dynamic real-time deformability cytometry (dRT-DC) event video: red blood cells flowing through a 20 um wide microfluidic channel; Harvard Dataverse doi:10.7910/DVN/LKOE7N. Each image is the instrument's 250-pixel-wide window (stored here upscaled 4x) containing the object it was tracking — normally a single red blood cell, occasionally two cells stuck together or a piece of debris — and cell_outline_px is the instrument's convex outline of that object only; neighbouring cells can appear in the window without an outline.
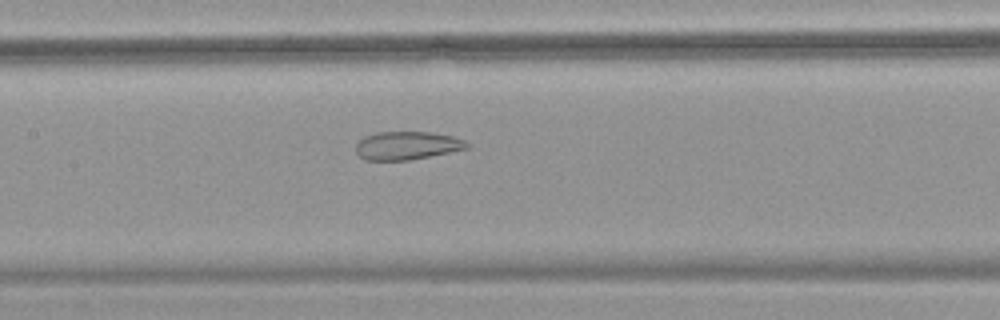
{"species": "common noctule bat (a hibernating species)", "species_latin": "Nyctalus noctula", "temperature_condition": "warm", "stored_images_in_passage": 50, "camera_frame_rate_fps": 3000, "um_per_image_px": 0.085, "animal": {"sex": "female", "body_mass_g": 18.4}, "frame": {"image": 1, "passage_image": 25, "time_ms": 8.0, "image_size_px": [1000, 320], "cell_outline_px": [[472, 144], [468, 148], [408, 160], [364, 160], [356, 152], [356, 144], [364, 136], [376, 132], [428, 132], [452, 136], [464, 140]], "centroid_in_image_um": [34.58, 12.37], "position_along_channel_um": 172.8, "area_um2": 18.15}}
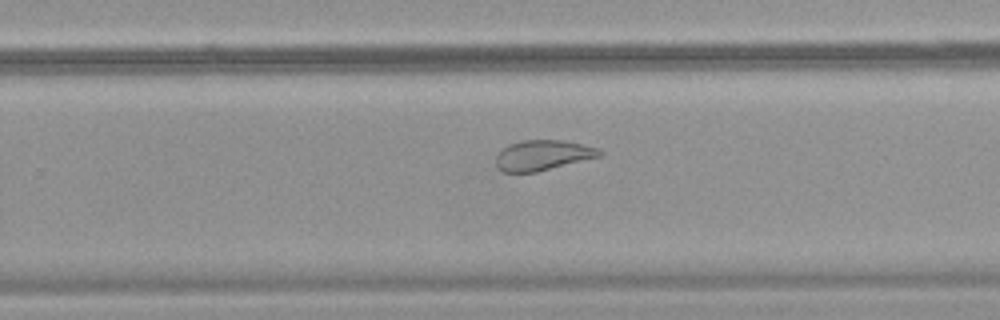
{"frame": {"image": 2, "passage_image": 33, "time_ms": 10.667, "image_size_px": [1000, 320], "cell_outline_px": [[604, 152], [600, 156], [536, 172], [504, 172], [496, 168], [496, 156], [508, 144], [524, 140], [564, 140], [600, 148]], "centroid_in_image_um": [46.14, 13.19], "position_along_channel_um": 283.7, "area_um2": 18.21}}
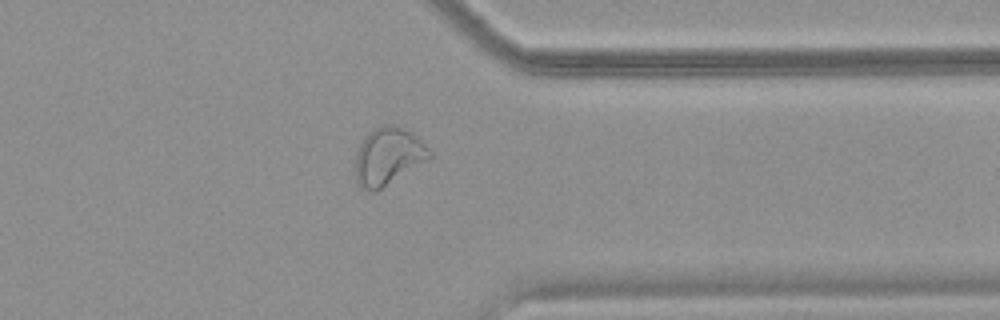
{"frame": {"image": 3, "passage_image": 40, "time_ms": 13.0, "image_size_px": [1000, 320], "cell_outline_px": [[432, 156], [428, 160], [376, 192], [364, 188], [356, 180], [356, 152], [364, 136], [376, 128], [388, 124], [396, 124], [420, 140], [432, 152]], "centroid_in_image_um": [32.99, 13.29], "position_along_channel_um": 378.4, "area_um2": 24.39}}